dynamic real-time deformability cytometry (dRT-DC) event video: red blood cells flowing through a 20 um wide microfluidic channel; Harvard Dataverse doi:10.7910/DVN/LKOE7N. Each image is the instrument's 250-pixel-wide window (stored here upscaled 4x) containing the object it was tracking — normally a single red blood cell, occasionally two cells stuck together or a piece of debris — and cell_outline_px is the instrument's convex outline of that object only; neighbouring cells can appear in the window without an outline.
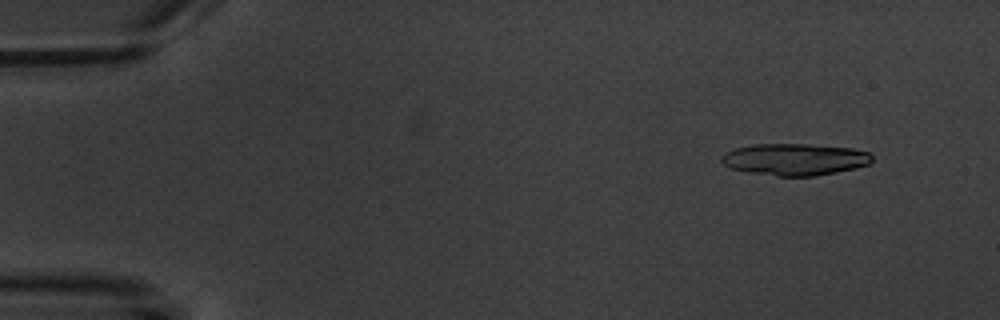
{"species": "common noctule bat (a hibernating species)", "species_latin": "Nyctalus noctula", "temperature_condition": "warm", "stored_images_in_passage": 2, "segment_of_instrument_passage": [2, 2], "camera_frame_rate_fps": 3000, "um_per_image_px": 0.085, "animal": {"sex": "male", "body_mass_g": 20.1, "forearm_length_mm": 53.5}, "frame": {"image": 1, "passage_image": 2, "time_ms": 2.333, "image_size_px": [1000, 320], "cell_outline_px": [[872, 160], [868, 164], [856, 168], [836, 172], [812, 176], [776, 176], [748, 172], [732, 168], [724, 164], [720, 160], [720, 156], [724, 152], [736, 148], [752, 144], [808, 144], [852, 148], [872, 152]], "centroid_in_image_um": [67.56, 13.54], "position_along_channel_um": 17.4, "area_um2": 28.03}}